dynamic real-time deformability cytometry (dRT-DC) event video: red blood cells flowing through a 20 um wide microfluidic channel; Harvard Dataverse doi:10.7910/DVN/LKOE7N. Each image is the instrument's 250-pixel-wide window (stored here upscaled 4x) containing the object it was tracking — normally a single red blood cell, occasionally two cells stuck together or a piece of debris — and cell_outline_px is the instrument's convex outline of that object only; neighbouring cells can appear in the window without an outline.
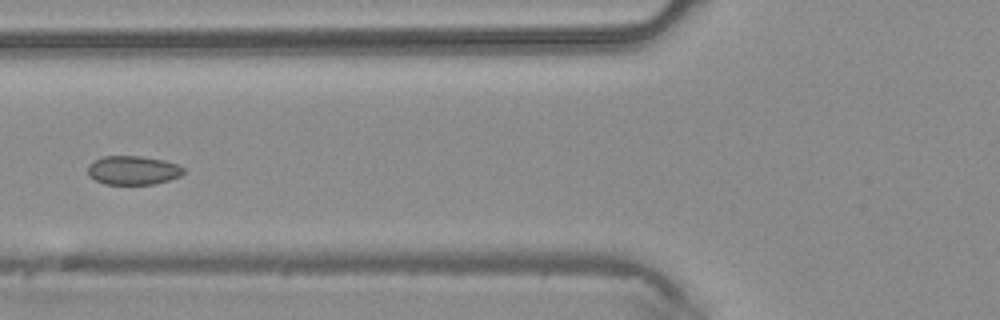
{"species": "common noctule bat (a hibernating species)", "species_latin": "Nyctalus noctula", "temperature_condition": "warm", "stored_images_in_passage": 6, "camera_frame_rate_fps": 3000, "um_per_image_px": 0.085, "animal": {"sex": "male", "body_mass_g": 20.4}, "frame": {"image": 1, "passage_image": 6, "time_ms": 1.667, "image_size_px": [1000, 320], "cell_outline_px": [[184, 172], [180, 176], [168, 180], [152, 184], [104, 184], [88, 176], [88, 164], [92, 160], [104, 156], [140, 156], [164, 160], [176, 164], [184, 168]], "centroid_in_image_um": [11.27, 14.47], "position_along_channel_um": 114.5, "area_um2": 16.13}}